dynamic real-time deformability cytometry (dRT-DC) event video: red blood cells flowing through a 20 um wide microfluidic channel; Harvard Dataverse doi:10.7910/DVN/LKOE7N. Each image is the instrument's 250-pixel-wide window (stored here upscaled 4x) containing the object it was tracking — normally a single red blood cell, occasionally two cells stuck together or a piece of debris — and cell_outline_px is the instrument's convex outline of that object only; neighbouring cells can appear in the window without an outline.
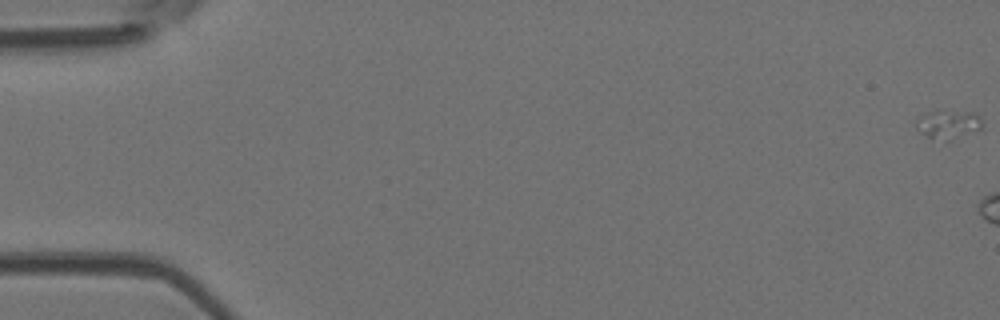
{"species": "Egyptian fruit bat (a non-hibernating species)", "species_latin": "Rousettus aegyptiacus", "temperature_condition": "room temperature", "stored_images_in_passage": 8, "camera_frame_rate_fps": 3000, "um_per_image_px": 0.085, "animal": {"sex": "female"}, "frame": {"image": 1, "passage_image": 1, "time_ms": 0.0, "image_size_px": [1000, 320], "cell_outline_px": [[984, 128], [948, 140], [932, 140], [920, 132], [916, 128], [916, 120], [920, 116], [936, 108], [976, 112]], "centroid_in_image_um": [80.57, 10.52], "position_along_channel_um": 4.4, "area_um2": 11.5}}